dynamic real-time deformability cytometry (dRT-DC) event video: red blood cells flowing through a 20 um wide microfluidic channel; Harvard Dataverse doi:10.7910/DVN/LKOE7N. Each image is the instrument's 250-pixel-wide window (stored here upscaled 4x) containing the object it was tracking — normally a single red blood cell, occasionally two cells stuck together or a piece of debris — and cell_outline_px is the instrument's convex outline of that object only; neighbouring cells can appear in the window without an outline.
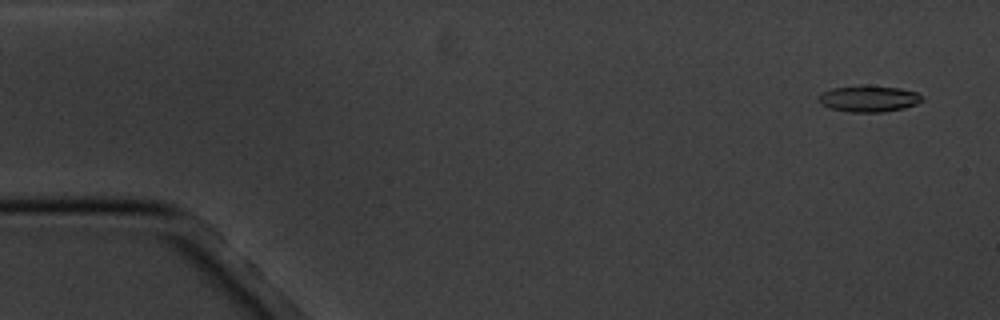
{"species": "common noctule bat (a hibernating species)", "species_latin": "Nyctalus noctula", "temperature_condition": "cold", "stored_images_in_passage": 5, "camera_frame_rate_fps": 3000, "um_per_image_px": 0.085, "animal": {"sex": "male", "body_mass_g": 20.1, "forearm_length_mm": 53.5}, "frame": {"image": 1, "passage_image": 1, "time_ms": 0.0, "image_size_px": [1000, 320], "cell_outline_px": [[924, 100], [916, 104], [904, 108], [884, 112], [848, 112], [828, 108], [820, 104], [816, 100], [816, 96], [832, 88], [900, 88], [916, 92], [924, 96]], "centroid_in_image_um": [73.83, 8.44], "position_along_channel_um": 11.2, "area_um2": 15.37}}
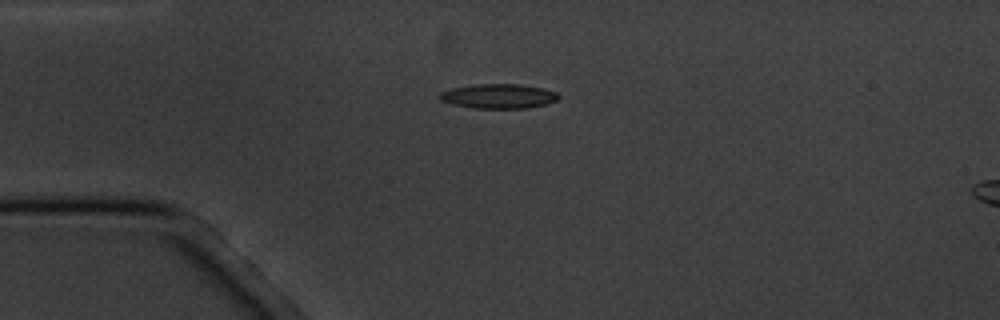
{"frame": {"image": 2, "passage_image": 4, "time_ms": 3.667, "image_size_px": [1000, 320], "cell_outline_px": [[560, 96], [556, 100], [544, 104], [528, 108], [472, 108], [452, 104], [440, 100], [436, 96], [440, 92], [452, 88], [476, 84], [520, 84], [544, 88], [556, 92]], "centroid_in_image_um": [42.34, 8.17], "position_along_channel_um": 42.7, "area_um2": 17.05}}